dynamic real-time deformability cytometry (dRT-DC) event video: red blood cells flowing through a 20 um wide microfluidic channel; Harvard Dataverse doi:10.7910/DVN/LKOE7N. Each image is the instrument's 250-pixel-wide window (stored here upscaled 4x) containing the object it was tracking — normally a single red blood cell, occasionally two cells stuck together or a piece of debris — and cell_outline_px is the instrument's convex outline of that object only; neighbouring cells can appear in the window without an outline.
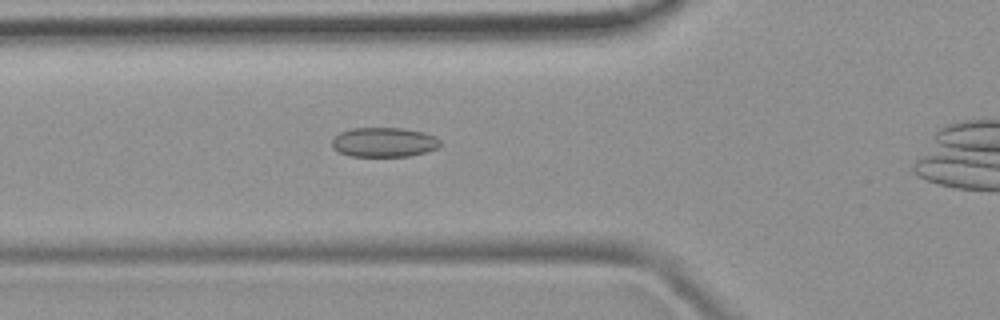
{"species": "common noctule bat (a hibernating species)", "species_latin": "Nyctalus noctula", "temperature_condition": "room temperature", "stored_images_in_passage": 36, "camera_frame_rate_fps": 3000, "um_per_image_px": 0.085, "animal": {"sex": "female", "body_mass_g": 19.9}, "frame": {"image": 1, "passage_image": 11, "time_ms": 3.333, "image_size_px": [1000, 320], "cell_outline_px": [[440, 144], [436, 148], [424, 152], [408, 156], [348, 156], [332, 148], [332, 140], [340, 132], [352, 128], [404, 128], [424, 132], [436, 136], [440, 140]], "centroid_in_image_um": [32.63, 12.08], "position_along_channel_um": 93.2, "area_um2": 18.61}}
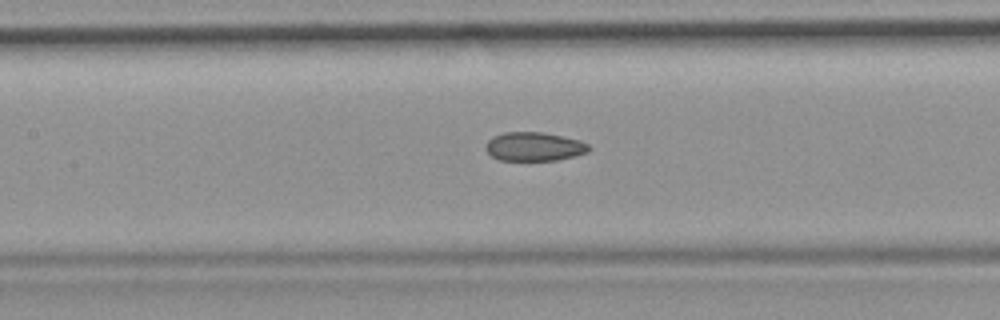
{"frame": {"image": 2, "passage_image": 16, "time_ms": 5.0, "image_size_px": [1000, 320], "cell_outline_px": [[592, 148], [588, 152], [576, 156], [556, 160], [500, 160], [492, 156], [484, 148], [484, 144], [492, 136], [504, 132], [544, 132], [580, 140], [588, 144]], "centroid_in_image_um": [45.4, 12.45], "position_along_channel_um": 162.0, "area_um2": 17.51}}